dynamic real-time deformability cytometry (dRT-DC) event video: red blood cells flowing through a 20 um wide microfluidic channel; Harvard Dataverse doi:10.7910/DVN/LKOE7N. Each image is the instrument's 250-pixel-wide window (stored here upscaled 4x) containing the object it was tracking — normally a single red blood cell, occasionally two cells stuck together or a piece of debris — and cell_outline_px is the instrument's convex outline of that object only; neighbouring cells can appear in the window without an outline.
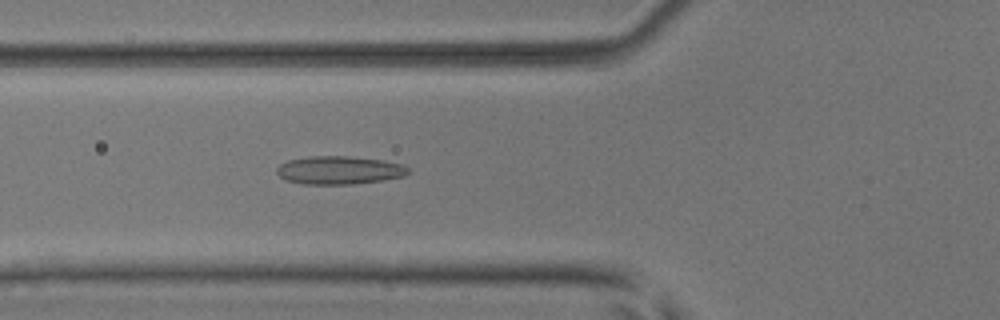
{"species": "common noctule bat (a hibernating species)", "species_latin": "Nyctalus noctula", "temperature_condition": "room temperature", "stored_images_in_passage": 39, "camera_frame_rate_fps": 3000, "um_per_image_px": 0.085, "animal": {"sex": "male", "body_mass_g": 17.9, "forearm_length_mm": 54.2}, "frame": {"image": 1, "passage_image": 6, "time_ms": 1.667, "image_size_px": [1000, 320], "cell_outline_px": [[408, 172], [404, 176], [384, 180], [352, 184], [304, 184], [288, 180], [280, 176], [276, 172], [276, 168], [280, 164], [288, 160], [308, 156], [348, 156], [384, 160], [404, 164], [408, 168]], "centroid_in_image_um": [28.85, 14.46], "position_along_channel_um": 97.0, "area_um2": 21.62}}
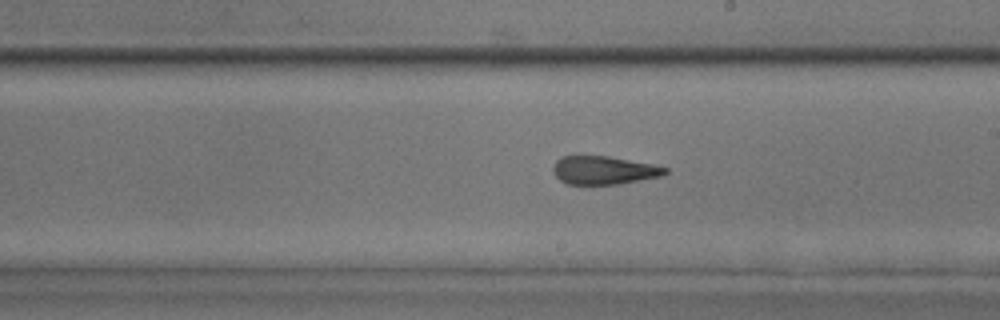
{"frame": {"image": 2, "passage_image": 17, "time_ms": 5.333, "image_size_px": [1000, 320], "cell_outline_px": [[668, 172], [664, 176], [616, 184], [568, 184], [560, 180], [552, 172], [552, 168], [556, 160], [564, 156], [608, 156], [652, 164], [668, 168]], "centroid_in_image_um": [51.33, 14.47], "position_along_channel_um": 237.7, "area_um2": 18.44}}
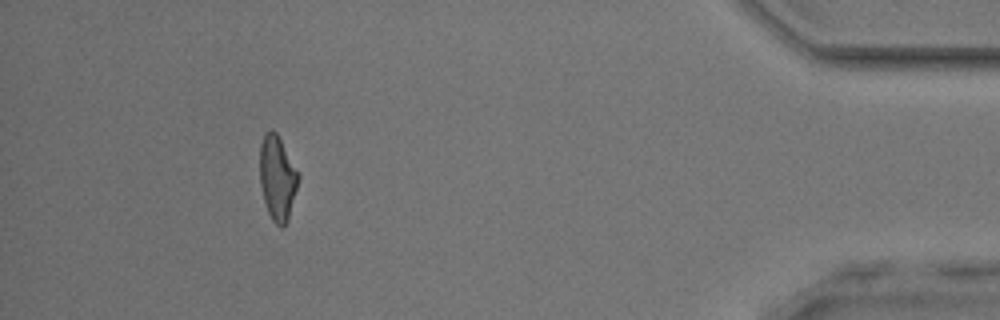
{"frame": {"image": 3, "passage_image": 35, "time_ms": 11.333, "image_size_px": [1000, 320], "cell_outline_px": [[300, 176], [288, 220], [284, 228], [280, 228], [272, 220], [268, 212], [264, 200], [260, 184], [260, 144], [264, 132], [272, 128], [276, 132], [300, 172]], "centroid_in_image_um": [23.59, 15.11], "position_along_channel_um": 411.6, "area_um2": 19.31}, "authors_computed_cell_mechanics": {"area_um2": 19.4208, "velocity_mm_per_s": 3.8538, "shape_relaxation_time_tau1_ms": null, "shape_relaxation_time_tau2_ms": 2.3006, "deformation_change_tau1": null, "deformation_change_tau2": 0.1035}}